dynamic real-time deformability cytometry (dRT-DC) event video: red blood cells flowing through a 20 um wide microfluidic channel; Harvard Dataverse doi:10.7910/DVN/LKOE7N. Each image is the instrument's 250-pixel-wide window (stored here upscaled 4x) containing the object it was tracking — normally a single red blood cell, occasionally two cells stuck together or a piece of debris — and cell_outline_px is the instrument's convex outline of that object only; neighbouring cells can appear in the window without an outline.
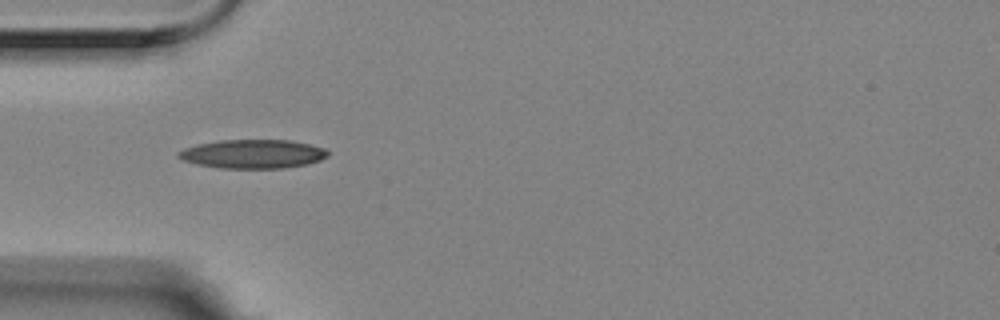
{"species": "Egyptian fruit bat (a non-hibernating species)", "species_latin": "Rousettus aegyptiacus", "temperature_condition": "room temperature", "stored_images_in_passage": 2, "camera_frame_rate_fps": 3000, "um_per_image_px": 0.085, "animal": {"sex": "female"}, "frame": {"image": 1, "passage_image": 1, "time_ms": 0.0, "image_size_px": [1000, 320], "cell_outline_px": [[328, 156], [320, 160], [308, 164], [284, 168], [220, 168], [196, 164], [184, 160], [176, 156], [176, 152], [184, 148], [200, 144], [220, 140], [292, 140], [324, 148], [328, 152]], "centroid_in_image_um": [21.48, 13.09], "position_along_channel_um": 63.5, "area_um2": 25.09}}
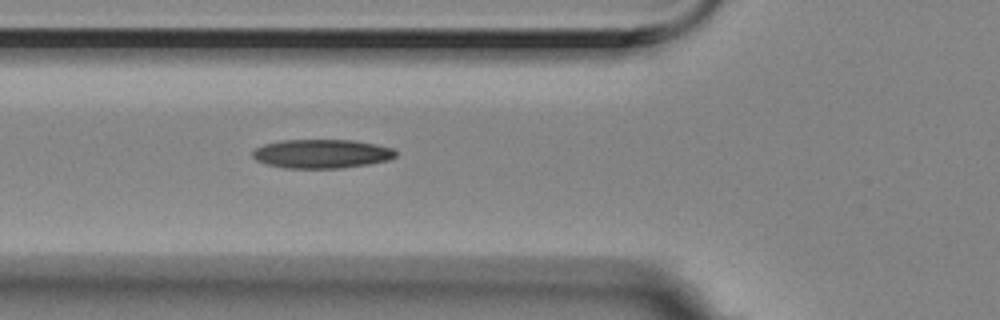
{"frame": {"image": 2, "passage_image": 2, "time_ms": 0.333, "image_size_px": [1000, 320], "cell_outline_px": [[396, 156], [388, 160], [368, 164], [340, 168], [284, 168], [268, 164], [256, 160], [252, 156], [252, 152], [256, 148], [264, 144], [280, 140], [352, 140], [376, 144], [392, 148], [396, 152]], "centroid_in_image_um": [27.33, 13.06], "position_along_channel_um": 98.5, "area_um2": 24.04}}